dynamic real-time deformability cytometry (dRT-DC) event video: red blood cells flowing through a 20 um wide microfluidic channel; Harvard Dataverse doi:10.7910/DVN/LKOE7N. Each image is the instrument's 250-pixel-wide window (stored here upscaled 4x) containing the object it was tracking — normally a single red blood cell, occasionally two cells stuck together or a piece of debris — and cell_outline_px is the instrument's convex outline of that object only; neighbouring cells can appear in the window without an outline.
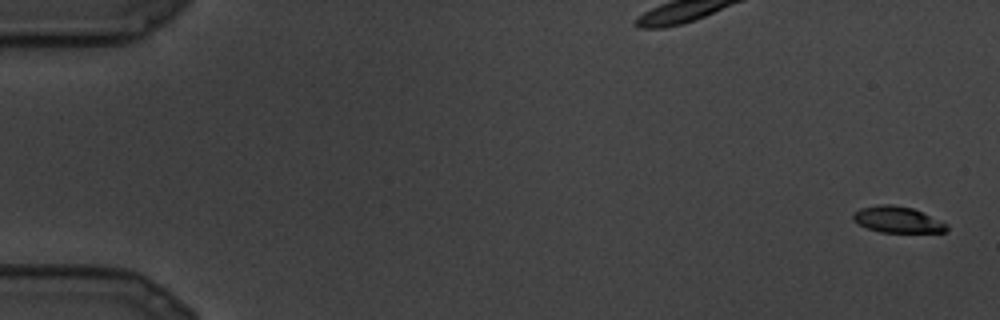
{"species": "common noctule bat (a hibernating species)", "species_latin": "Nyctalus noctula", "temperature_condition": "cold", "stored_images_in_passage": 6, "camera_frame_rate_fps": 3000, "um_per_image_px": 0.085, "animal": {"sex": "male", "body_mass_g": 19.5, "forearm_length_mm": 54.6}, "frame": {"image": 1, "passage_image": 1, "time_ms": 0.0, "image_size_px": [1000, 320], "cell_outline_px": [[948, 228], [944, 232], [880, 232], [868, 228], [852, 220], [852, 216], [860, 208], [880, 204], [892, 204], [912, 208], [948, 224]], "centroid_in_image_um": [76.28, 18.66], "position_along_channel_um": 8.7, "area_um2": 14.1}}